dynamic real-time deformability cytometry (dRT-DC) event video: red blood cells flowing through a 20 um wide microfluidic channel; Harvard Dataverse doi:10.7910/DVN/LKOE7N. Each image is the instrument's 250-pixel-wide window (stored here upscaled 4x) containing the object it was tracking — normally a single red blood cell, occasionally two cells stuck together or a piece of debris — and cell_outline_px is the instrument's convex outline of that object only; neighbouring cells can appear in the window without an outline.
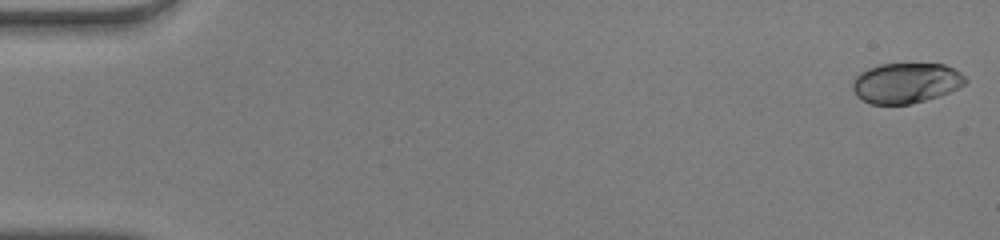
{"species": "human", "species_latin": "Homo sapiens", "temperature_condition": "warm", "stored_images_in_passage": 41, "segment_of_instrument_passage": [1, 2], "camera_frame_rate_fps": 3000, "um_per_image_px": 0.085, "donor": {"sex": "male"}, "frame": {"image": 1, "passage_image": 1, "time_ms": 0.0, "image_size_px": [1000, 240], "cell_outline_px": [[964, 80], [932, 96], [908, 104], [872, 104], [864, 100], [856, 92], [856, 80], [864, 72], [872, 68], [884, 64], [940, 64], [952, 68]], "centroid_in_image_um": [76.91, 7.04], "position_along_channel_um": 8.1, "area_um2": 23.99}}